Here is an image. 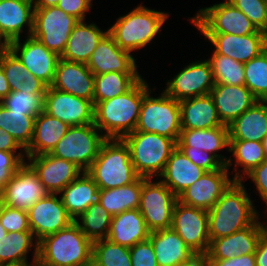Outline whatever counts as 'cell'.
I'll return each mask as SVG.
<instances>
[{"label":"cell","instance_id":"obj_1","mask_svg":"<svg viewBox=\"0 0 267 266\" xmlns=\"http://www.w3.org/2000/svg\"><path fill=\"white\" fill-rule=\"evenodd\" d=\"M149 90L141 78L125 94L94 104V125L102 134L104 131L106 139H123L136 129L143 97Z\"/></svg>","mask_w":267,"mask_h":266},{"label":"cell","instance_id":"obj_2","mask_svg":"<svg viewBox=\"0 0 267 266\" xmlns=\"http://www.w3.org/2000/svg\"><path fill=\"white\" fill-rule=\"evenodd\" d=\"M246 191L242 181H234L208 211L211 241L242 230L259 219Z\"/></svg>","mask_w":267,"mask_h":266},{"label":"cell","instance_id":"obj_3","mask_svg":"<svg viewBox=\"0 0 267 266\" xmlns=\"http://www.w3.org/2000/svg\"><path fill=\"white\" fill-rule=\"evenodd\" d=\"M93 242L74 221L38 241V266H84L92 259Z\"/></svg>","mask_w":267,"mask_h":266},{"label":"cell","instance_id":"obj_4","mask_svg":"<svg viewBox=\"0 0 267 266\" xmlns=\"http://www.w3.org/2000/svg\"><path fill=\"white\" fill-rule=\"evenodd\" d=\"M86 173L100 190L126 186L140 177L131 161L129 147L123 139H106Z\"/></svg>","mask_w":267,"mask_h":266},{"label":"cell","instance_id":"obj_5","mask_svg":"<svg viewBox=\"0 0 267 266\" xmlns=\"http://www.w3.org/2000/svg\"><path fill=\"white\" fill-rule=\"evenodd\" d=\"M168 17V13L148 9L141 4L120 16L108 33L121 49L131 53L150 44Z\"/></svg>","mask_w":267,"mask_h":266},{"label":"cell","instance_id":"obj_6","mask_svg":"<svg viewBox=\"0 0 267 266\" xmlns=\"http://www.w3.org/2000/svg\"><path fill=\"white\" fill-rule=\"evenodd\" d=\"M128 145L131 161L140 177L153 178L163 173L177 141L156 133L133 131L123 138Z\"/></svg>","mask_w":267,"mask_h":266},{"label":"cell","instance_id":"obj_7","mask_svg":"<svg viewBox=\"0 0 267 266\" xmlns=\"http://www.w3.org/2000/svg\"><path fill=\"white\" fill-rule=\"evenodd\" d=\"M151 89L144 95L135 131L156 133L178 141L181 128L179 101L164 91L151 97Z\"/></svg>","mask_w":267,"mask_h":266},{"label":"cell","instance_id":"obj_8","mask_svg":"<svg viewBox=\"0 0 267 266\" xmlns=\"http://www.w3.org/2000/svg\"><path fill=\"white\" fill-rule=\"evenodd\" d=\"M105 140L104 134L94 123L70 126L50 154L70 161L86 172L97 158L99 149Z\"/></svg>","mask_w":267,"mask_h":266},{"label":"cell","instance_id":"obj_9","mask_svg":"<svg viewBox=\"0 0 267 266\" xmlns=\"http://www.w3.org/2000/svg\"><path fill=\"white\" fill-rule=\"evenodd\" d=\"M190 19L202 33H228L240 36L263 33L242 11L227 0L200 9L196 16Z\"/></svg>","mask_w":267,"mask_h":266},{"label":"cell","instance_id":"obj_10","mask_svg":"<svg viewBox=\"0 0 267 266\" xmlns=\"http://www.w3.org/2000/svg\"><path fill=\"white\" fill-rule=\"evenodd\" d=\"M178 197L161 181L142 177L139 212L150 232L171 228Z\"/></svg>","mask_w":267,"mask_h":266},{"label":"cell","instance_id":"obj_11","mask_svg":"<svg viewBox=\"0 0 267 266\" xmlns=\"http://www.w3.org/2000/svg\"><path fill=\"white\" fill-rule=\"evenodd\" d=\"M79 22L57 6L35 8L32 36L59 56L65 50L74 26Z\"/></svg>","mask_w":267,"mask_h":266},{"label":"cell","instance_id":"obj_12","mask_svg":"<svg viewBox=\"0 0 267 266\" xmlns=\"http://www.w3.org/2000/svg\"><path fill=\"white\" fill-rule=\"evenodd\" d=\"M171 228L200 258L210 247L208 211L183 204L174 205Z\"/></svg>","mask_w":267,"mask_h":266},{"label":"cell","instance_id":"obj_13","mask_svg":"<svg viewBox=\"0 0 267 266\" xmlns=\"http://www.w3.org/2000/svg\"><path fill=\"white\" fill-rule=\"evenodd\" d=\"M43 111L69 126L87 125L94 122L92 101L61 92L50 86L47 87L44 95Z\"/></svg>","mask_w":267,"mask_h":266},{"label":"cell","instance_id":"obj_14","mask_svg":"<svg viewBox=\"0 0 267 266\" xmlns=\"http://www.w3.org/2000/svg\"><path fill=\"white\" fill-rule=\"evenodd\" d=\"M214 84L211 66L205 59V61H195L185 66L172 80L167 82L163 91L180 102L210 94Z\"/></svg>","mask_w":267,"mask_h":266},{"label":"cell","instance_id":"obj_15","mask_svg":"<svg viewBox=\"0 0 267 266\" xmlns=\"http://www.w3.org/2000/svg\"><path fill=\"white\" fill-rule=\"evenodd\" d=\"M27 211L29 227L37 242L74 222L57 194L48 193Z\"/></svg>","mask_w":267,"mask_h":266},{"label":"cell","instance_id":"obj_16","mask_svg":"<svg viewBox=\"0 0 267 266\" xmlns=\"http://www.w3.org/2000/svg\"><path fill=\"white\" fill-rule=\"evenodd\" d=\"M15 40L9 43V49L35 77L47 86L53 82L60 56L50 51L38 39L28 36L24 43Z\"/></svg>","mask_w":267,"mask_h":266},{"label":"cell","instance_id":"obj_17","mask_svg":"<svg viewBox=\"0 0 267 266\" xmlns=\"http://www.w3.org/2000/svg\"><path fill=\"white\" fill-rule=\"evenodd\" d=\"M229 173L225 165L218 170L207 171L178 196V201L209 211L235 181L229 178Z\"/></svg>","mask_w":267,"mask_h":266},{"label":"cell","instance_id":"obj_18","mask_svg":"<svg viewBox=\"0 0 267 266\" xmlns=\"http://www.w3.org/2000/svg\"><path fill=\"white\" fill-rule=\"evenodd\" d=\"M27 165L34 171L49 194H59L83 173L74 163L57 158L50 153L26 157Z\"/></svg>","mask_w":267,"mask_h":266},{"label":"cell","instance_id":"obj_19","mask_svg":"<svg viewBox=\"0 0 267 266\" xmlns=\"http://www.w3.org/2000/svg\"><path fill=\"white\" fill-rule=\"evenodd\" d=\"M264 233L262 222L258 219L250 226L235 233L213 239L204 259H231L254 254L261 235Z\"/></svg>","mask_w":267,"mask_h":266},{"label":"cell","instance_id":"obj_20","mask_svg":"<svg viewBox=\"0 0 267 266\" xmlns=\"http://www.w3.org/2000/svg\"><path fill=\"white\" fill-rule=\"evenodd\" d=\"M47 194L37 175L25 163L2 190V199L7 206L28 210Z\"/></svg>","mask_w":267,"mask_h":266},{"label":"cell","instance_id":"obj_21","mask_svg":"<svg viewBox=\"0 0 267 266\" xmlns=\"http://www.w3.org/2000/svg\"><path fill=\"white\" fill-rule=\"evenodd\" d=\"M94 77L87 64L60 58L50 87L93 102Z\"/></svg>","mask_w":267,"mask_h":266},{"label":"cell","instance_id":"obj_22","mask_svg":"<svg viewBox=\"0 0 267 266\" xmlns=\"http://www.w3.org/2000/svg\"><path fill=\"white\" fill-rule=\"evenodd\" d=\"M177 147L180 150H202L211 153L222 165L228 169L233 164L232 158L217 154L219 150L229 149V128L219 126L209 129H182Z\"/></svg>","mask_w":267,"mask_h":266},{"label":"cell","instance_id":"obj_23","mask_svg":"<svg viewBox=\"0 0 267 266\" xmlns=\"http://www.w3.org/2000/svg\"><path fill=\"white\" fill-rule=\"evenodd\" d=\"M215 48V52L246 63L263 52L267 46L263 33L233 35L228 33H202Z\"/></svg>","mask_w":267,"mask_h":266},{"label":"cell","instance_id":"obj_24","mask_svg":"<svg viewBox=\"0 0 267 266\" xmlns=\"http://www.w3.org/2000/svg\"><path fill=\"white\" fill-rule=\"evenodd\" d=\"M87 66L94 75L108 72H138L135 58L130 52L121 49L109 33L98 43Z\"/></svg>","mask_w":267,"mask_h":266},{"label":"cell","instance_id":"obj_25","mask_svg":"<svg viewBox=\"0 0 267 266\" xmlns=\"http://www.w3.org/2000/svg\"><path fill=\"white\" fill-rule=\"evenodd\" d=\"M210 95L221 122L227 126L259 101L245 85L215 83Z\"/></svg>","mask_w":267,"mask_h":266},{"label":"cell","instance_id":"obj_26","mask_svg":"<svg viewBox=\"0 0 267 266\" xmlns=\"http://www.w3.org/2000/svg\"><path fill=\"white\" fill-rule=\"evenodd\" d=\"M148 239L159 266H187L199 258L172 228L150 232Z\"/></svg>","mask_w":267,"mask_h":266},{"label":"cell","instance_id":"obj_27","mask_svg":"<svg viewBox=\"0 0 267 266\" xmlns=\"http://www.w3.org/2000/svg\"><path fill=\"white\" fill-rule=\"evenodd\" d=\"M34 11L32 0H0V33L8 43L20 39L24 26L32 36Z\"/></svg>","mask_w":267,"mask_h":266},{"label":"cell","instance_id":"obj_28","mask_svg":"<svg viewBox=\"0 0 267 266\" xmlns=\"http://www.w3.org/2000/svg\"><path fill=\"white\" fill-rule=\"evenodd\" d=\"M80 20L71 31L65 50L60 58L66 61L87 64L101 39L108 33L94 23Z\"/></svg>","mask_w":267,"mask_h":266},{"label":"cell","instance_id":"obj_29","mask_svg":"<svg viewBox=\"0 0 267 266\" xmlns=\"http://www.w3.org/2000/svg\"><path fill=\"white\" fill-rule=\"evenodd\" d=\"M207 171L191 162L177 147L170 155L161 181L178 197Z\"/></svg>","mask_w":267,"mask_h":266},{"label":"cell","instance_id":"obj_30","mask_svg":"<svg viewBox=\"0 0 267 266\" xmlns=\"http://www.w3.org/2000/svg\"><path fill=\"white\" fill-rule=\"evenodd\" d=\"M182 129H209L224 125L210 94L179 102Z\"/></svg>","mask_w":267,"mask_h":266},{"label":"cell","instance_id":"obj_31","mask_svg":"<svg viewBox=\"0 0 267 266\" xmlns=\"http://www.w3.org/2000/svg\"><path fill=\"white\" fill-rule=\"evenodd\" d=\"M149 235L150 231L139 209H130L112 216L107 239L131 248L136 243L147 240Z\"/></svg>","mask_w":267,"mask_h":266},{"label":"cell","instance_id":"obj_32","mask_svg":"<svg viewBox=\"0 0 267 266\" xmlns=\"http://www.w3.org/2000/svg\"><path fill=\"white\" fill-rule=\"evenodd\" d=\"M229 141L262 142L267 136V101H257L228 125Z\"/></svg>","mask_w":267,"mask_h":266},{"label":"cell","instance_id":"obj_33","mask_svg":"<svg viewBox=\"0 0 267 266\" xmlns=\"http://www.w3.org/2000/svg\"><path fill=\"white\" fill-rule=\"evenodd\" d=\"M69 128L70 126L60 119L41 111L35 118L33 138L25 149L26 156L51 153Z\"/></svg>","mask_w":267,"mask_h":266},{"label":"cell","instance_id":"obj_34","mask_svg":"<svg viewBox=\"0 0 267 266\" xmlns=\"http://www.w3.org/2000/svg\"><path fill=\"white\" fill-rule=\"evenodd\" d=\"M63 205L74 219L79 217L92 204L100 202V189L95 181L86 173L80 174L60 193Z\"/></svg>","mask_w":267,"mask_h":266},{"label":"cell","instance_id":"obj_35","mask_svg":"<svg viewBox=\"0 0 267 266\" xmlns=\"http://www.w3.org/2000/svg\"><path fill=\"white\" fill-rule=\"evenodd\" d=\"M34 238L32 231L9 232L1 238L0 266H35L38 258V242L33 240ZM32 247L35 252L29 264L27 254Z\"/></svg>","mask_w":267,"mask_h":266},{"label":"cell","instance_id":"obj_36","mask_svg":"<svg viewBox=\"0 0 267 266\" xmlns=\"http://www.w3.org/2000/svg\"><path fill=\"white\" fill-rule=\"evenodd\" d=\"M141 78L139 72H108L95 75L93 104L125 94Z\"/></svg>","mask_w":267,"mask_h":266},{"label":"cell","instance_id":"obj_37","mask_svg":"<svg viewBox=\"0 0 267 266\" xmlns=\"http://www.w3.org/2000/svg\"><path fill=\"white\" fill-rule=\"evenodd\" d=\"M142 189V177L135 182L111 189L100 190V204L112 215H118L130 209H139Z\"/></svg>","mask_w":267,"mask_h":266},{"label":"cell","instance_id":"obj_38","mask_svg":"<svg viewBox=\"0 0 267 266\" xmlns=\"http://www.w3.org/2000/svg\"><path fill=\"white\" fill-rule=\"evenodd\" d=\"M228 151L235 157V174L233 179L235 181H242L245 179L248 173H250L255 167L259 166L266 160L264 147L262 142L257 141H229ZM236 166L243 167L241 174L240 170ZM244 175V176H243Z\"/></svg>","mask_w":267,"mask_h":266},{"label":"cell","instance_id":"obj_39","mask_svg":"<svg viewBox=\"0 0 267 266\" xmlns=\"http://www.w3.org/2000/svg\"><path fill=\"white\" fill-rule=\"evenodd\" d=\"M35 116L12 112L0 103V128L26 149L33 138Z\"/></svg>","mask_w":267,"mask_h":266},{"label":"cell","instance_id":"obj_40","mask_svg":"<svg viewBox=\"0 0 267 266\" xmlns=\"http://www.w3.org/2000/svg\"><path fill=\"white\" fill-rule=\"evenodd\" d=\"M112 215L100 204L90 205L75 219L85 236L92 242L107 239ZM81 220V221H80Z\"/></svg>","mask_w":267,"mask_h":266},{"label":"cell","instance_id":"obj_41","mask_svg":"<svg viewBox=\"0 0 267 266\" xmlns=\"http://www.w3.org/2000/svg\"><path fill=\"white\" fill-rule=\"evenodd\" d=\"M207 61L212 69L214 83L245 85L244 63L215 51Z\"/></svg>","mask_w":267,"mask_h":266},{"label":"cell","instance_id":"obj_42","mask_svg":"<svg viewBox=\"0 0 267 266\" xmlns=\"http://www.w3.org/2000/svg\"><path fill=\"white\" fill-rule=\"evenodd\" d=\"M245 86L259 101H267V48L244 63Z\"/></svg>","mask_w":267,"mask_h":266},{"label":"cell","instance_id":"obj_43","mask_svg":"<svg viewBox=\"0 0 267 266\" xmlns=\"http://www.w3.org/2000/svg\"><path fill=\"white\" fill-rule=\"evenodd\" d=\"M92 259L100 266H132L130 248L108 239L93 242Z\"/></svg>","mask_w":267,"mask_h":266},{"label":"cell","instance_id":"obj_44","mask_svg":"<svg viewBox=\"0 0 267 266\" xmlns=\"http://www.w3.org/2000/svg\"><path fill=\"white\" fill-rule=\"evenodd\" d=\"M45 93L30 94L26 91H11L0 103L8 110L35 117L43 111Z\"/></svg>","mask_w":267,"mask_h":266},{"label":"cell","instance_id":"obj_45","mask_svg":"<svg viewBox=\"0 0 267 266\" xmlns=\"http://www.w3.org/2000/svg\"><path fill=\"white\" fill-rule=\"evenodd\" d=\"M2 68L11 91H18L31 74L10 49L2 51Z\"/></svg>","mask_w":267,"mask_h":266},{"label":"cell","instance_id":"obj_46","mask_svg":"<svg viewBox=\"0 0 267 266\" xmlns=\"http://www.w3.org/2000/svg\"><path fill=\"white\" fill-rule=\"evenodd\" d=\"M242 11L256 26L263 31L267 26V0H227Z\"/></svg>","mask_w":267,"mask_h":266},{"label":"cell","instance_id":"obj_47","mask_svg":"<svg viewBox=\"0 0 267 266\" xmlns=\"http://www.w3.org/2000/svg\"><path fill=\"white\" fill-rule=\"evenodd\" d=\"M26 152H5L0 150V190L11 181L15 173L26 163Z\"/></svg>","mask_w":267,"mask_h":266},{"label":"cell","instance_id":"obj_48","mask_svg":"<svg viewBox=\"0 0 267 266\" xmlns=\"http://www.w3.org/2000/svg\"><path fill=\"white\" fill-rule=\"evenodd\" d=\"M0 223L8 233L31 231L29 227L27 210L5 205L1 215Z\"/></svg>","mask_w":267,"mask_h":266},{"label":"cell","instance_id":"obj_49","mask_svg":"<svg viewBox=\"0 0 267 266\" xmlns=\"http://www.w3.org/2000/svg\"><path fill=\"white\" fill-rule=\"evenodd\" d=\"M130 256L132 266H159L153 245L149 239L132 246Z\"/></svg>","mask_w":267,"mask_h":266},{"label":"cell","instance_id":"obj_50","mask_svg":"<svg viewBox=\"0 0 267 266\" xmlns=\"http://www.w3.org/2000/svg\"><path fill=\"white\" fill-rule=\"evenodd\" d=\"M191 162L205 171L220 169L223 165L211 154L202 150H180Z\"/></svg>","mask_w":267,"mask_h":266},{"label":"cell","instance_id":"obj_51","mask_svg":"<svg viewBox=\"0 0 267 266\" xmlns=\"http://www.w3.org/2000/svg\"><path fill=\"white\" fill-rule=\"evenodd\" d=\"M92 0H59L57 7L68 15L76 17L79 21H85V14L91 10Z\"/></svg>","mask_w":267,"mask_h":266},{"label":"cell","instance_id":"obj_52","mask_svg":"<svg viewBox=\"0 0 267 266\" xmlns=\"http://www.w3.org/2000/svg\"><path fill=\"white\" fill-rule=\"evenodd\" d=\"M250 178L256 189L260 194V198L264 200L267 206V159L263 161L259 166L255 167L250 173L246 176Z\"/></svg>","mask_w":267,"mask_h":266},{"label":"cell","instance_id":"obj_53","mask_svg":"<svg viewBox=\"0 0 267 266\" xmlns=\"http://www.w3.org/2000/svg\"><path fill=\"white\" fill-rule=\"evenodd\" d=\"M206 266H256L255 254H247L231 259H204Z\"/></svg>","mask_w":267,"mask_h":266},{"label":"cell","instance_id":"obj_54","mask_svg":"<svg viewBox=\"0 0 267 266\" xmlns=\"http://www.w3.org/2000/svg\"><path fill=\"white\" fill-rule=\"evenodd\" d=\"M21 85L22 86L18 91H26L30 94L45 93L48 87L43 81L35 77L32 73L28 76L27 79H24Z\"/></svg>","mask_w":267,"mask_h":266},{"label":"cell","instance_id":"obj_55","mask_svg":"<svg viewBox=\"0 0 267 266\" xmlns=\"http://www.w3.org/2000/svg\"><path fill=\"white\" fill-rule=\"evenodd\" d=\"M20 148L25 151L12 135L0 128V150L5 152H17Z\"/></svg>","mask_w":267,"mask_h":266},{"label":"cell","instance_id":"obj_56","mask_svg":"<svg viewBox=\"0 0 267 266\" xmlns=\"http://www.w3.org/2000/svg\"><path fill=\"white\" fill-rule=\"evenodd\" d=\"M255 254L256 266H267V235H261Z\"/></svg>","mask_w":267,"mask_h":266},{"label":"cell","instance_id":"obj_57","mask_svg":"<svg viewBox=\"0 0 267 266\" xmlns=\"http://www.w3.org/2000/svg\"><path fill=\"white\" fill-rule=\"evenodd\" d=\"M11 92V88L2 68V51H0V102Z\"/></svg>","mask_w":267,"mask_h":266},{"label":"cell","instance_id":"obj_58","mask_svg":"<svg viewBox=\"0 0 267 266\" xmlns=\"http://www.w3.org/2000/svg\"><path fill=\"white\" fill-rule=\"evenodd\" d=\"M34 8H46L51 6H57L59 0H32Z\"/></svg>","mask_w":267,"mask_h":266},{"label":"cell","instance_id":"obj_59","mask_svg":"<svg viewBox=\"0 0 267 266\" xmlns=\"http://www.w3.org/2000/svg\"><path fill=\"white\" fill-rule=\"evenodd\" d=\"M9 49V43L5 40V38L0 33V51H4Z\"/></svg>","mask_w":267,"mask_h":266},{"label":"cell","instance_id":"obj_60","mask_svg":"<svg viewBox=\"0 0 267 266\" xmlns=\"http://www.w3.org/2000/svg\"><path fill=\"white\" fill-rule=\"evenodd\" d=\"M187 266H206L204 258H198L193 264Z\"/></svg>","mask_w":267,"mask_h":266},{"label":"cell","instance_id":"obj_61","mask_svg":"<svg viewBox=\"0 0 267 266\" xmlns=\"http://www.w3.org/2000/svg\"><path fill=\"white\" fill-rule=\"evenodd\" d=\"M6 235H8V232L6 231V229L0 223V239L3 238Z\"/></svg>","mask_w":267,"mask_h":266},{"label":"cell","instance_id":"obj_62","mask_svg":"<svg viewBox=\"0 0 267 266\" xmlns=\"http://www.w3.org/2000/svg\"><path fill=\"white\" fill-rule=\"evenodd\" d=\"M262 144H263L264 152H265L266 159H267V136L263 139Z\"/></svg>","mask_w":267,"mask_h":266},{"label":"cell","instance_id":"obj_63","mask_svg":"<svg viewBox=\"0 0 267 266\" xmlns=\"http://www.w3.org/2000/svg\"><path fill=\"white\" fill-rule=\"evenodd\" d=\"M84 266H100L98 263H96L93 259H91L88 263H86Z\"/></svg>","mask_w":267,"mask_h":266},{"label":"cell","instance_id":"obj_64","mask_svg":"<svg viewBox=\"0 0 267 266\" xmlns=\"http://www.w3.org/2000/svg\"><path fill=\"white\" fill-rule=\"evenodd\" d=\"M263 36H264V40H265V43H266V46H267V26L263 29Z\"/></svg>","mask_w":267,"mask_h":266},{"label":"cell","instance_id":"obj_65","mask_svg":"<svg viewBox=\"0 0 267 266\" xmlns=\"http://www.w3.org/2000/svg\"><path fill=\"white\" fill-rule=\"evenodd\" d=\"M5 203L3 202V200H0V219H1V215L4 209Z\"/></svg>","mask_w":267,"mask_h":266},{"label":"cell","instance_id":"obj_66","mask_svg":"<svg viewBox=\"0 0 267 266\" xmlns=\"http://www.w3.org/2000/svg\"><path fill=\"white\" fill-rule=\"evenodd\" d=\"M263 230H264V234L267 235V222L265 224H263Z\"/></svg>","mask_w":267,"mask_h":266},{"label":"cell","instance_id":"obj_67","mask_svg":"<svg viewBox=\"0 0 267 266\" xmlns=\"http://www.w3.org/2000/svg\"><path fill=\"white\" fill-rule=\"evenodd\" d=\"M0 200H3L2 199V190H0Z\"/></svg>","mask_w":267,"mask_h":266}]
</instances>
